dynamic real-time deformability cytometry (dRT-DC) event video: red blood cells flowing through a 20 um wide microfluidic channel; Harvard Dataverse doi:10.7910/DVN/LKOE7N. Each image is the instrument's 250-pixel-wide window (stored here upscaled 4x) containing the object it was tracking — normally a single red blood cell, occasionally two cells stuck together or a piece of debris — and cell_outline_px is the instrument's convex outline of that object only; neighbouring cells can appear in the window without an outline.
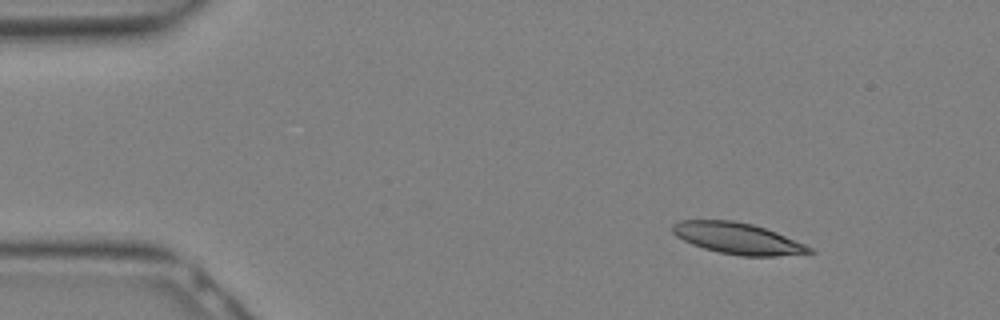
{"species": "Egyptian fruit bat (a non-hibernating species)", "species_latin": "Rousettus aegyptiacus", "temperature_condition": "warm", "stored_images_in_passage": 9, "camera_frame_rate_fps": 3000, "um_per_image_px": 0.085, "animal": {"sex": "female"}, "frame": {"image": 1, "passage_image": 2, "time_ms": 0.333, "image_size_px": [1000, 320], "cell_outline_px": [[816, 252], [776, 256], [740, 256], [720, 252], [704, 248], [692, 244], [676, 236], [672, 232], [672, 224], [680, 220], [732, 220], [752, 224], [776, 232], [804, 244], [812, 248]], "centroid_in_image_um": [62.68, 20.26], "position_along_channel_um": 22.3, "area_um2": 24.74}}
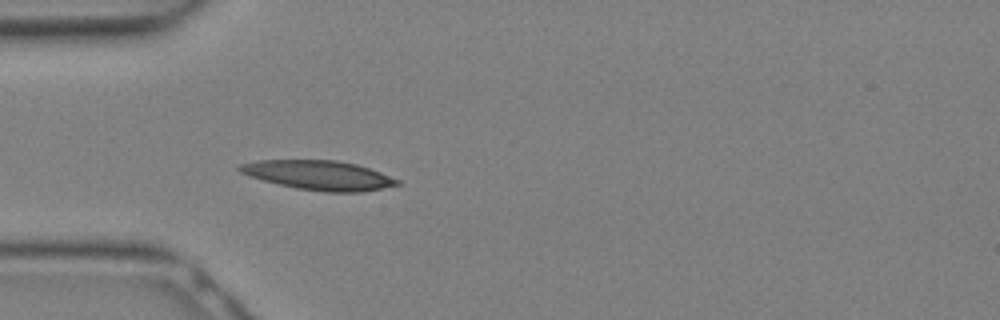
{"frame": {"image": 2, "passage_image": 7, "time_ms": 2.0, "image_size_px": [1000, 320], "cell_outline_px": [[400, 184], [360, 192], [324, 192], [296, 188], [264, 180], [240, 172], [236, 168], [240, 164], [260, 160], [336, 160], [356, 164], [380, 172], [400, 180]], "centroid_in_image_um": [27.1, 14.89], "position_along_channel_um": 57.9, "area_um2": 26.65}}
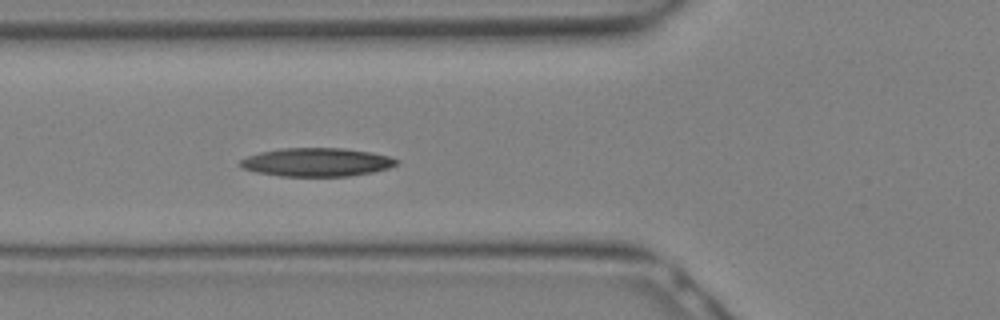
{"frame": {"image": 3, "passage_image": 9, "time_ms": 2.667, "image_size_px": [1000, 320], "cell_outline_px": [[400, 160], [396, 164], [388, 168], [372, 172], [348, 176], [280, 176], [256, 172], [244, 168], [240, 164], [240, 160], [248, 156], [260, 152], [280, 148], [344, 148], [372, 152], [388, 156]], "centroid_in_image_um": [26.93, 13.78], "position_along_channel_um": 98.9, "area_um2": 25.84}}